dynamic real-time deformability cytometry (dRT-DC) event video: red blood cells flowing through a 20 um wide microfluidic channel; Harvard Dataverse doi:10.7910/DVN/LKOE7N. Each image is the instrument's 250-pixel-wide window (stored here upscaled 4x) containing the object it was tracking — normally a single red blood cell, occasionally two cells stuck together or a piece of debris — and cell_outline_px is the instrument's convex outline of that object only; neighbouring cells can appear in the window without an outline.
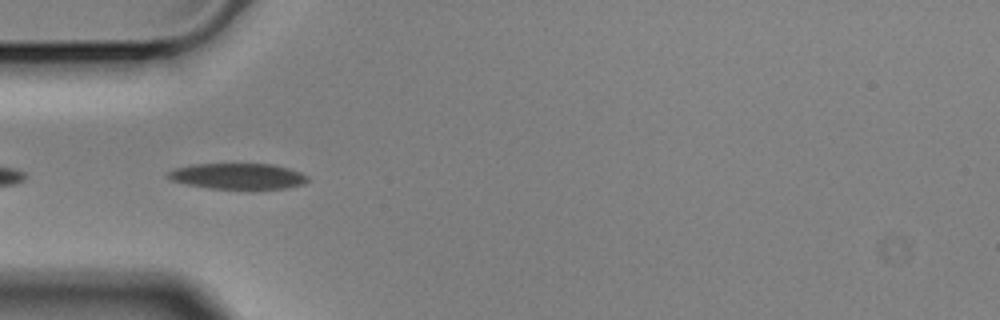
{"species": "Egyptian fruit bat (a non-hibernating species)", "species_latin": "Rousettus aegyptiacus", "temperature_condition": "cold", "stored_images_in_passage": 40, "camera_frame_rate_fps": 3000, "um_per_image_px": 0.085, "animal": {"sex": "male"}, "frame": {"image": 1, "passage_image": 2, "time_ms": 0.333, "image_size_px": [1000, 320], "cell_outline_px": [[308, 180], [300, 184], [284, 188], [208, 188], [188, 184], [172, 180], [168, 176], [168, 172], [172, 168], [192, 164], [272, 164], [288, 168], [300, 172], [308, 176]], "centroid_in_image_um": [20.18, 14.96], "position_along_channel_um": 64.8, "area_um2": 20.63}}
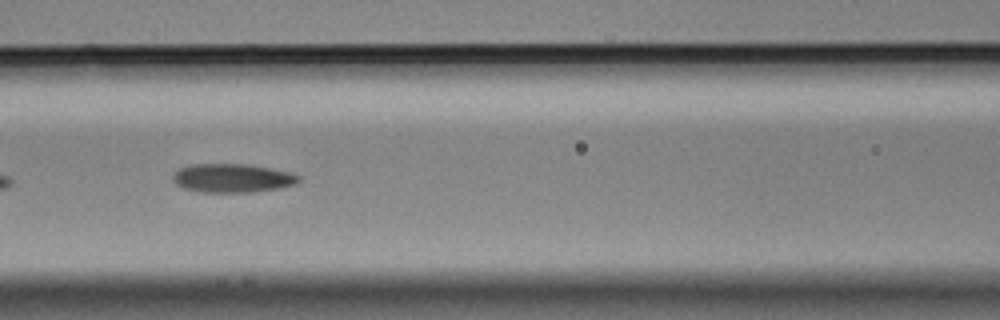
{"frame": {"image": 2, "passage_image": 9, "time_ms": 2.667, "image_size_px": [1000, 320], "cell_outline_px": [[300, 180], [296, 184], [280, 188], [252, 192], [200, 192], [184, 188], [176, 184], [172, 180], [172, 176], [180, 168], [192, 164], [248, 164], [292, 172], [300, 176]], "centroid_in_image_um": [19.78, 15.14], "position_along_channel_um": 146.8, "area_um2": 21.15}}
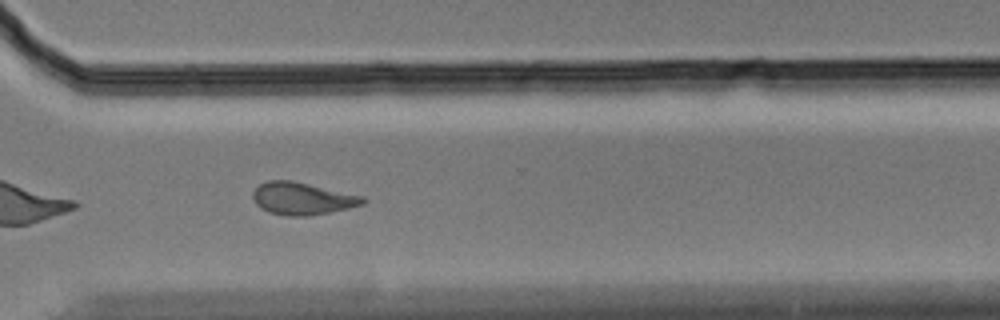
{"frame": {"image": 3, "passage_image": 26, "time_ms": 8.333, "image_size_px": [1000, 320], "cell_outline_px": [[368, 200], [364, 204], [348, 208], [308, 216], [284, 216], [268, 212], [260, 208], [256, 204], [252, 196], [252, 192], [260, 184], [268, 180], [292, 180], [364, 196]], "centroid_in_image_um": [25.69, 16.88], "position_along_channel_um": 344.9, "area_um2": 20.87}, "authors_computed_cell_mechanics": {"area_um2": 21.2126, "velocity_mm_per_s": 3.5059, "shape_relaxation_time_tau1_ms": 5.4119, "shape_relaxation_time_tau2_ms": 3.4808, "deformation_change_tau1": 0.1314, "deformation_change_tau2": 0.1173}}